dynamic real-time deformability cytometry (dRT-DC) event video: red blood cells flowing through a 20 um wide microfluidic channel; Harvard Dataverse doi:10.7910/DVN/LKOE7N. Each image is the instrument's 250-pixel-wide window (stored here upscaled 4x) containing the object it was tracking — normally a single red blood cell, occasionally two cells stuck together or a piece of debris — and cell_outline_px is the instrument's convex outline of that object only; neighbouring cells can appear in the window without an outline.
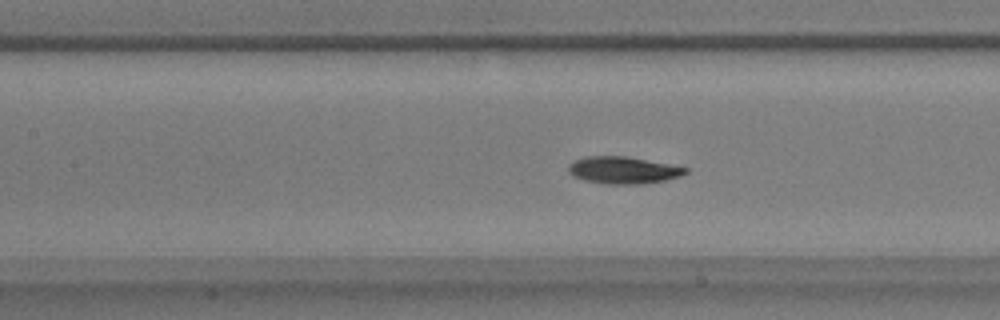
{"species": "common noctule bat (a hibernating species)", "species_latin": "Nyctalus noctula", "temperature_condition": "warm", "stored_images_in_passage": 57, "camera_frame_rate_fps": 3000, "um_per_image_px": 0.085, "animal": {"sex": "male", "body_mass_g": 17.9}, "frame": {"image": 1, "passage_image": 25, "time_ms": 8.0, "image_size_px": [1000, 320], "cell_outline_px": [[688, 172], [680, 176], [664, 180], [640, 184], [608, 184], [584, 180], [572, 176], [568, 172], [568, 164], [584, 156], [624, 156], [668, 164], [688, 168]], "centroid_in_image_um": [52.93, 14.46], "position_along_channel_um": 154.5, "area_um2": 18.32}}
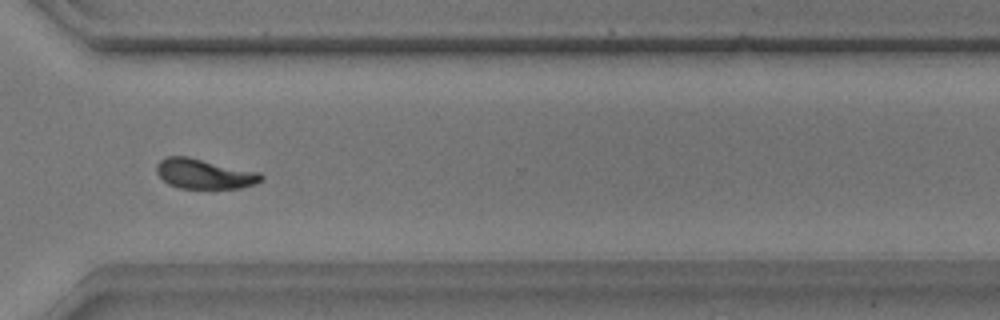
{"frame": {"image": 2, "passage_image": 42, "time_ms": 13.667, "image_size_px": [1000, 320], "cell_outline_px": [[264, 180], [256, 184], [240, 188], [180, 188], [168, 184], [156, 172], [156, 164], [160, 160], [168, 156], [188, 156], [260, 172], [264, 176]], "centroid_in_image_um": [17.39, 14.77], "position_along_channel_um": 353.2, "area_um2": 18.38}}
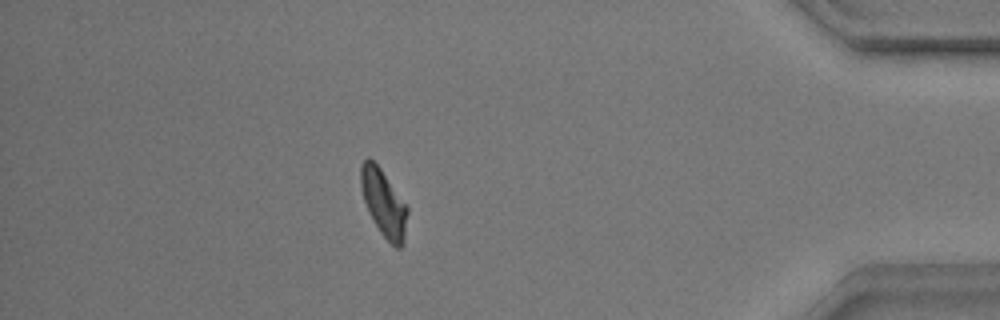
{"frame": {"image": 3, "passage_image": 50, "time_ms": 16.333, "image_size_px": [1000, 320], "cell_outline_px": [[408, 212], [404, 244], [400, 248], [396, 248], [380, 232], [372, 220], [364, 200], [360, 184], [360, 164], [368, 156], [380, 168], [408, 204]], "centroid_in_image_um": [32.63, 17.25], "position_along_channel_um": 402.6, "area_um2": 18.44}, "authors_computed_cell_mechanics": {"area_um2": 18.0914, "velocity_mm_per_s": 3.5182, "shape_relaxation_time_tau1_ms": 3.5285, "shape_relaxation_time_tau2_ms": null, "deformation_change_tau1": 0.1508, "deformation_change_tau2": null}}